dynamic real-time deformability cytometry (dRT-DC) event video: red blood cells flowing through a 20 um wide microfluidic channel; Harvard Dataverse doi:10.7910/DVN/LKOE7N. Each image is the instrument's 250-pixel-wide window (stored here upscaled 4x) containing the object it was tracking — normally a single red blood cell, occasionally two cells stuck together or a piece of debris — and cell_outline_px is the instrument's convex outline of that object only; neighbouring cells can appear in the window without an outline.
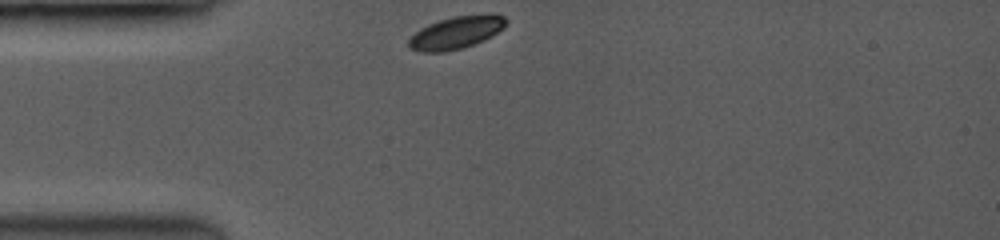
{"species": "common noctule bat (a hibernating species)", "species_latin": "Nyctalus noctula", "temperature_condition": "room temperature", "stored_images_in_passage": 4, "camera_frame_rate_fps": 3500, "um_per_image_px": 0.085, "animal": {"sex": "female", "body_mass_g": 19.0, "forearm_length_mm": 53.3}, "frame": {"image": 1, "passage_image": 1, "time_ms": 0.0, "image_size_px": [1000, 240], "cell_outline_px": [[508, 20], [504, 28], [484, 40], [460, 48], [444, 52], [420, 52], [412, 48], [408, 44], [408, 40], [420, 28], [428, 24], [452, 16], [492, 12], [504, 16]], "centroid_in_image_um": [38.82, 2.73], "position_along_channel_um": 46.2, "area_um2": 18.55}}